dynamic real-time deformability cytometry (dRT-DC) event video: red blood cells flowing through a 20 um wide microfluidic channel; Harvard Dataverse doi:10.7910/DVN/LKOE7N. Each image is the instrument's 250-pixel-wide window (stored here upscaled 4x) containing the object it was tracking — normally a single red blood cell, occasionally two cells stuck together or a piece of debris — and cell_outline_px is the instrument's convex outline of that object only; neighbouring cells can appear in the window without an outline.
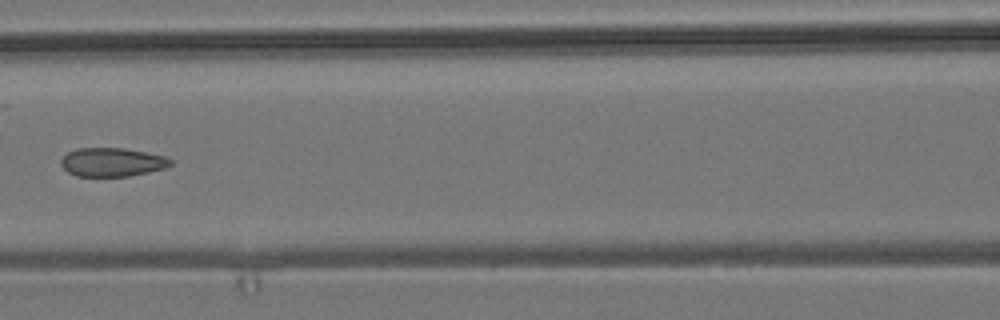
{"species": "common noctule bat (a hibernating species)", "species_latin": "Nyctalus noctula", "temperature_condition": "room temperature", "stored_images_in_passage": 6, "camera_frame_rate_fps": 3000, "um_per_image_px": 0.085, "animal": {"sex": "male", "body_mass_g": 19.2, "forearm_length_mm": 51.8}, "frame": {"image": 1, "passage_image": 6, "time_ms": 5.667, "image_size_px": [1000, 320], "cell_outline_px": [[172, 164], [164, 168], [148, 172], [128, 176], [76, 176], [68, 172], [60, 164], [60, 160], [68, 152], [76, 148], [124, 148], [164, 156], [172, 160]], "centroid_in_image_um": [9.5, 13.78], "position_along_channel_um": 157.1, "area_um2": 18.21}}